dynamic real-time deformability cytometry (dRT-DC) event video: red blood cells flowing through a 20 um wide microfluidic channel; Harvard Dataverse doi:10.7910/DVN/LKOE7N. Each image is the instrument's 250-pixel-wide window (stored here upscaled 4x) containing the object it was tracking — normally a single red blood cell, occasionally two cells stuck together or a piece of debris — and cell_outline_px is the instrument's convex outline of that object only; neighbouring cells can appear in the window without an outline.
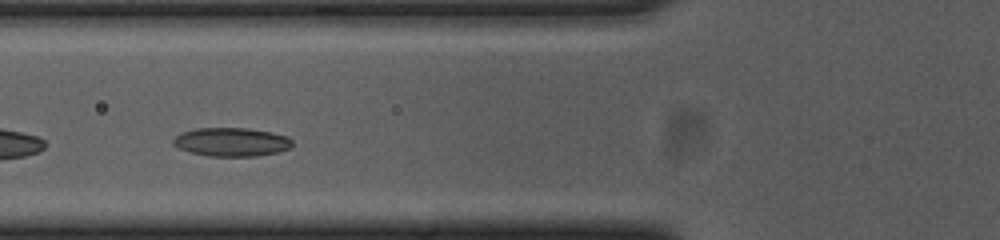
{"species": "common noctule bat (a hibernating species)", "species_latin": "Nyctalus noctula", "temperature_condition": "cold", "stored_images_in_passage": 45, "camera_frame_rate_fps": 3000, "um_per_image_px": 0.085, "animal": {"sex": "female", "body_mass_g": 23.0, "forearm_length_mm": 53.4}, "frame": {"image": 1, "passage_image": 12, "time_ms": 3.667, "image_size_px": [1000, 240], "cell_outline_px": [[292, 148], [280, 152], [256, 156], [208, 156], [192, 152], [180, 148], [172, 144], [172, 140], [180, 132], [196, 128], [248, 128], [288, 136], [292, 140]], "centroid_in_image_um": [19.69, 12.07], "position_along_channel_um": 106.1, "area_um2": 19.94}}
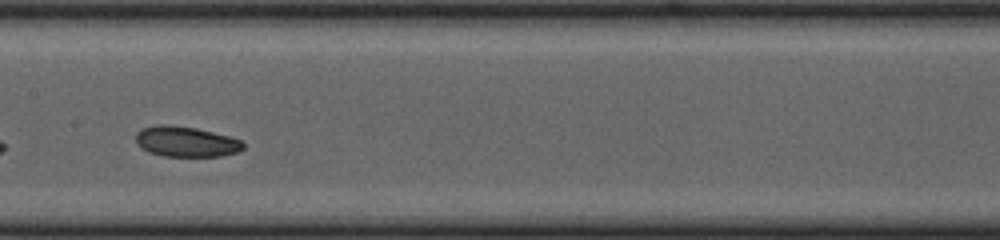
{"frame": {"image": 2, "passage_image": 19, "time_ms": 6.0, "image_size_px": [1000, 240], "cell_outline_px": [[244, 148], [236, 152], [220, 156], [164, 156], [148, 152], [140, 148], [136, 144], [136, 132], [144, 128], [160, 124], [168, 124], [196, 128], [244, 140]], "centroid_in_image_um": [15.79, 12.04], "position_along_channel_um": 191.6, "area_um2": 19.07}}
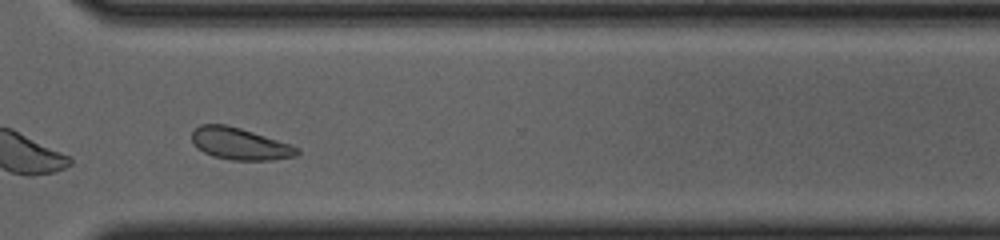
{"frame": {"image": 3, "passage_image": 32, "time_ms": 10.333, "image_size_px": [1000, 240], "cell_outline_px": [[300, 152], [296, 156], [272, 160], [232, 160], [212, 156], [196, 148], [192, 140], [192, 132], [200, 124], [224, 124], [240, 128], [292, 144], [300, 148]], "centroid_in_image_um": [20.4, 12.23], "position_along_channel_um": 350.2, "area_um2": 19.65}, "authors_computed_cell_mechanics": {"area_um2": 19.7098, "velocity_mm_per_s": 3.6597, "shape_relaxation_time_tau1_ms": 8.972, "shape_relaxation_time_tau2_ms": 4.6329, "deformation_change_tau1": 0.1208, "deformation_change_tau2": 0.1016}}